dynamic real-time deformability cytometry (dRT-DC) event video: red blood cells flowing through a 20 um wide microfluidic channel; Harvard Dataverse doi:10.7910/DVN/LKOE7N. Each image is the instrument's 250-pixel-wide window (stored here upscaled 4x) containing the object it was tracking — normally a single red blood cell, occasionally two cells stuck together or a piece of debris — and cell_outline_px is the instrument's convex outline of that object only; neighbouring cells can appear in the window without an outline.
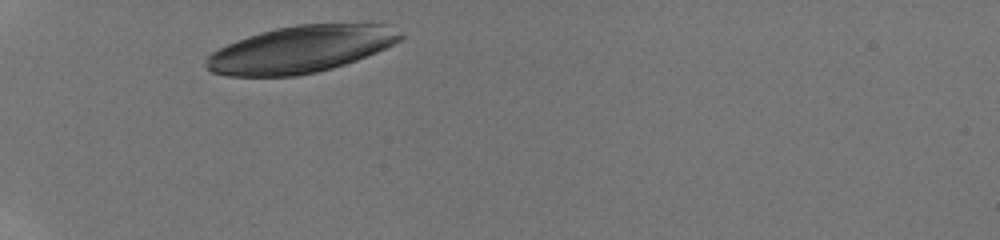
{"species": "human", "species_latin": "Homo sapiens", "temperature_condition": "room temperature", "stored_images_in_passage": 14, "camera_frame_rate_fps": 3000, "um_per_image_px": 0.085, "donor": {"sex": "male"}, "frame": {"image": 1, "passage_image": 1, "time_ms": 0.0, "image_size_px": [1000, 240], "cell_outline_px": [[404, 36], [400, 40], [376, 52], [356, 60], [332, 68], [316, 72], [296, 76], [228, 76], [212, 72], [204, 64], [204, 60], [212, 52], [228, 44], [248, 36], [260, 32], [276, 28], [296, 24], [388, 24], [404, 32]], "centroid_in_image_um": [25.57, 4.19], "position_along_channel_um": 59.4, "area_um2": 52.94}}
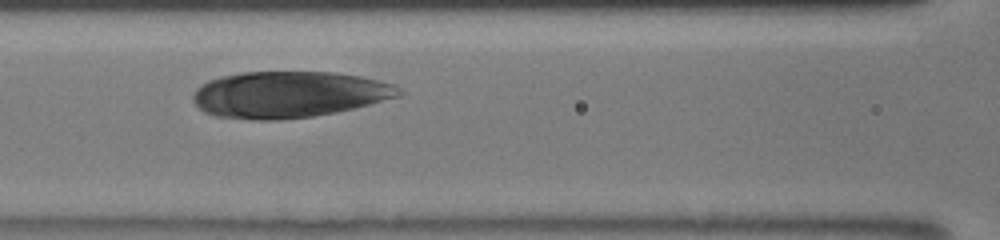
{"frame": {"image": 2, "passage_image": 4, "time_ms": 2.667, "image_size_px": [1000, 240], "cell_outline_px": [[404, 92], [400, 96], [336, 112], [312, 116], [276, 120], [256, 120], [216, 116], [204, 112], [192, 100], [192, 96], [196, 88], [200, 84], [208, 80], [220, 76], [240, 72], [336, 72], [360, 76], [396, 84]], "centroid_in_image_um": [24.53, 8.02], "position_along_channel_um": 142.1, "area_um2": 55.78}}
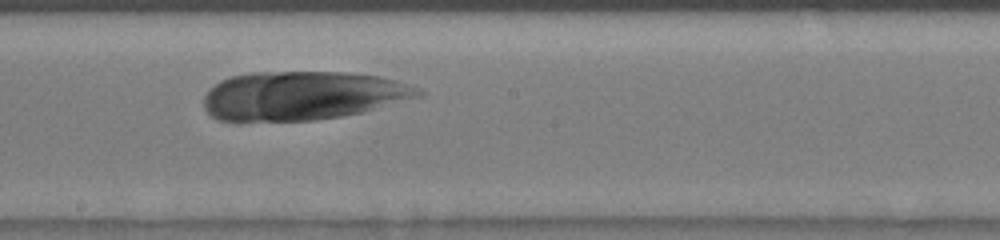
{"frame": {"image": 3, "passage_image": 7, "time_ms": 4.667, "image_size_px": [1000, 240], "cell_outline_px": [[424, 96], [364, 112], [340, 116], [312, 120], [216, 120], [204, 108], [204, 96], [220, 80], [232, 76], [252, 72], [344, 72], [380, 76], [396, 80], [420, 88], [424, 92]], "centroid_in_image_um": [25.77, 8.12], "position_along_channel_um": 222.4, "area_um2": 60.92}}